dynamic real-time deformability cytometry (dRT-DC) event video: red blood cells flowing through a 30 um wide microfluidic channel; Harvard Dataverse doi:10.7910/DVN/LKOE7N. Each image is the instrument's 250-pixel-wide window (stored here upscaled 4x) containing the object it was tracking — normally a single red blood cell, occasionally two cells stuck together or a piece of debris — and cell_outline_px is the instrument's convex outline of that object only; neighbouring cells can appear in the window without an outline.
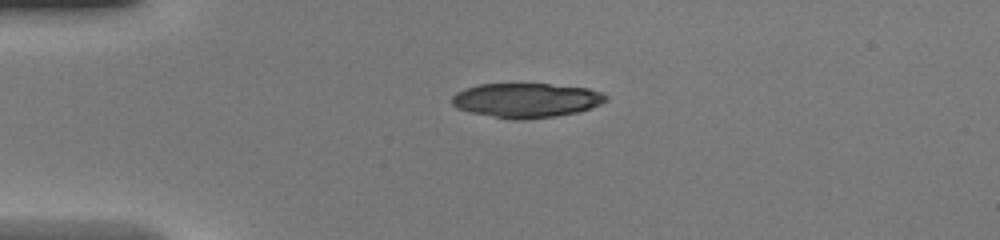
{"species": "common noctule bat (a hibernating species)", "species_latin": "Nyctalus noctula", "temperature_condition": "warm", "stored_images_in_passage": 36, "camera_frame_rate_fps": 3000, "um_per_image_px": 0.085, "animal": {"sex": "female", "body_mass_g": 20.0, "forearm_length_mm": 54.0}, "frame": {"image": 1, "passage_image": 1, "time_ms": 0.0, "image_size_px": [1000, 240], "cell_outline_px": [[608, 100], [600, 104], [576, 112], [556, 116], [524, 120], [512, 120], [468, 112], [456, 108], [452, 104], [452, 96], [456, 92], [464, 88], [480, 84], [548, 84], [588, 88], [600, 92], [608, 96]], "centroid_in_image_um": [44.69, 8.53], "position_along_channel_um": 40.3, "area_um2": 31.04}}
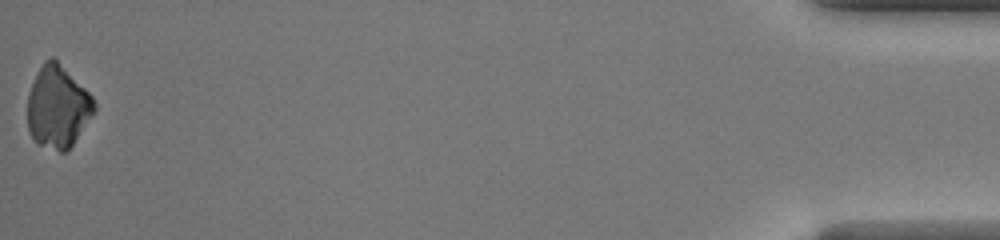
{"frame": {"image": 2, "passage_image": 36, "time_ms": 11.667, "image_size_px": [1000, 240], "cell_outline_px": [[96, 112], [72, 144], [64, 152], [60, 152], [36, 144], [32, 140], [28, 132], [28, 92], [44, 60], [52, 56], [92, 96], [96, 104]], "centroid_in_image_um": [4.9, 9.12], "position_along_channel_um": 430.3, "area_um2": 31.85}}